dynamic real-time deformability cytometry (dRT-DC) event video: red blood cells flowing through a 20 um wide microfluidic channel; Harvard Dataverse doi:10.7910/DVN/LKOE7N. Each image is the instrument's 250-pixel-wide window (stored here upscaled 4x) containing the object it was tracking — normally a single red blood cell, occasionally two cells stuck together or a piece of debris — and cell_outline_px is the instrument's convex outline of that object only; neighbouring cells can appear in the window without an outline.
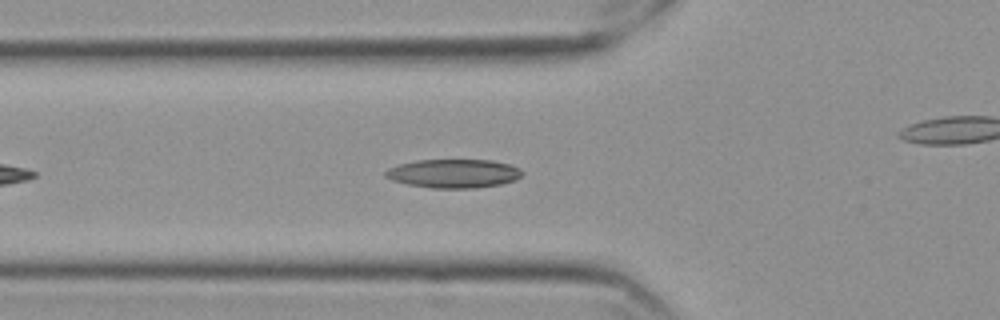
{"species": "Egyptian fruit bat (a non-hibernating species)", "species_latin": "Rousettus aegyptiacus", "temperature_condition": "cold", "stored_images_in_passage": 32, "camera_frame_rate_fps": 3000, "um_per_image_px": 0.085, "frame": {"image": 1, "passage_image": 8, "time_ms": 2.333, "image_size_px": [1000, 320], "cell_outline_px": [[524, 172], [516, 180], [500, 184], [476, 188], [432, 188], [408, 184], [392, 180], [384, 176], [384, 172], [388, 168], [400, 164], [416, 160], [492, 160], [508, 164], [520, 168]], "centroid_in_image_um": [38.56, 14.75], "position_along_channel_um": 87.2, "area_um2": 22.89}}
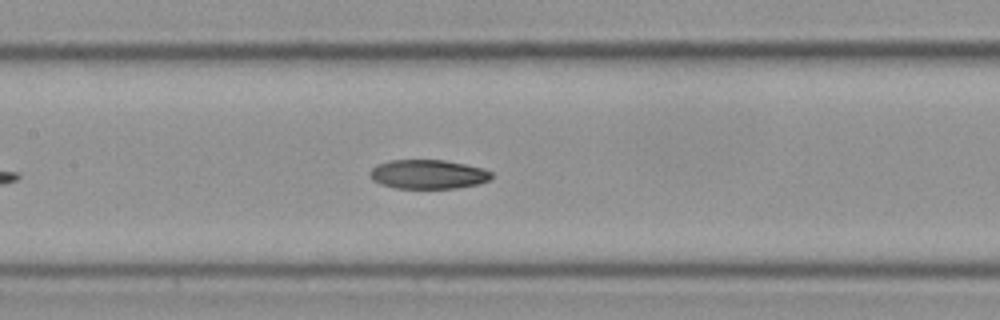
{"frame": {"image": 2, "passage_image": 15, "time_ms": 4.667, "image_size_px": [1000, 320], "cell_outline_px": [[492, 176], [488, 180], [476, 184], [456, 188], [396, 188], [380, 184], [372, 180], [368, 176], [368, 172], [376, 164], [388, 160], [444, 160], [484, 168], [492, 172]], "centroid_in_image_um": [36.33, 14.81], "position_along_channel_um": 171.1, "area_um2": 20.75}}
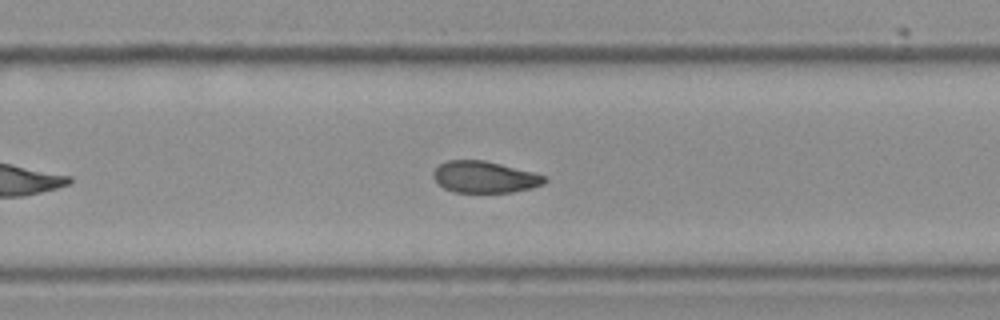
{"frame": {"image": 3, "passage_image": 25, "time_ms": 8.0, "image_size_px": [1000, 320], "cell_outline_px": [[548, 180], [544, 184], [532, 188], [512, 192], [452, 192], [444, 188], [432, 176], [432, 172], [440, 164], [448, 160], [484, 160], [532, 172], [544, 176]], "centroid_in_image_um": [41.18, 15.05], "position_along_channel_um": 288.6, "area_um2": 20.35}}